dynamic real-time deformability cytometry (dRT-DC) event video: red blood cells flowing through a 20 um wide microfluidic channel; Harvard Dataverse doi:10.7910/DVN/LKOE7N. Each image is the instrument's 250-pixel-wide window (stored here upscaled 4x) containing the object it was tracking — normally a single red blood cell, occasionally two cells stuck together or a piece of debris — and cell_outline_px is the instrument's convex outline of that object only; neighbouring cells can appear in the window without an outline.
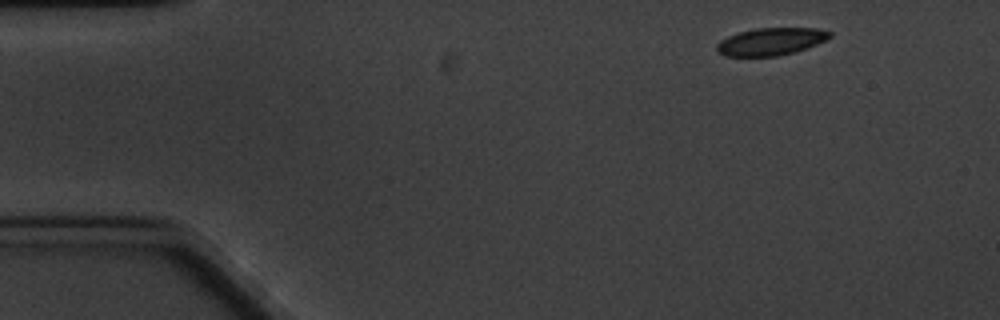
{"species": "common noctule bat (a hibernating species)", "species_latin": "Nyctalus noctula", "temperature_condition": "cold", "stored_images_in_passage": 5, "camera_frame_rate_fps": 3000, "um_per_image_px": 0.085, "animal": {"sex": "male", "body_mass_g": 20.1, "forearm_length_mm": 53.5}, "frame": {"image": 1, "passage_image": 1, "time_ms": 0.0, "image_size_px": [1000, 320], "cell_outline_px": [[832, 36], [828, 40], [792, 52], [776, 56], [724, 56], [716, 52], [716, 44], [720, 40], [736, 32], [756, 28], [816, 28], [832, 32]], "centroid_in_image_um": [65.48, 3.52], "position_along_channel_um": 19.5, "area_um2": 18.15}}
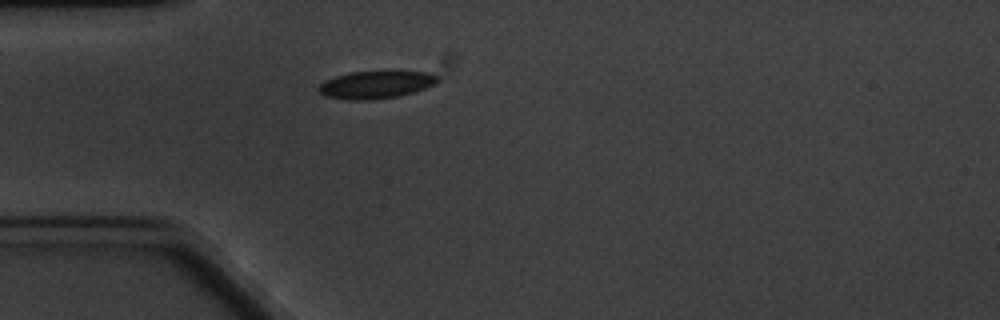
{"frame": {"image": 2, "passage_image": 4, "time_ms": 3.333, "image_size_px": [1000, 320], "cell_outline_px": [[440, 80], [436, 84], [400, 96], [372, 100], [344, 100], [324, 96], [316, 88], [324, 80], [348, 72], [428, 72], [440, 76]], "centroid_in_image_um": [31.92, 7.21], "position_along_channel_um": 53.1, "area_um2": 19.25}}